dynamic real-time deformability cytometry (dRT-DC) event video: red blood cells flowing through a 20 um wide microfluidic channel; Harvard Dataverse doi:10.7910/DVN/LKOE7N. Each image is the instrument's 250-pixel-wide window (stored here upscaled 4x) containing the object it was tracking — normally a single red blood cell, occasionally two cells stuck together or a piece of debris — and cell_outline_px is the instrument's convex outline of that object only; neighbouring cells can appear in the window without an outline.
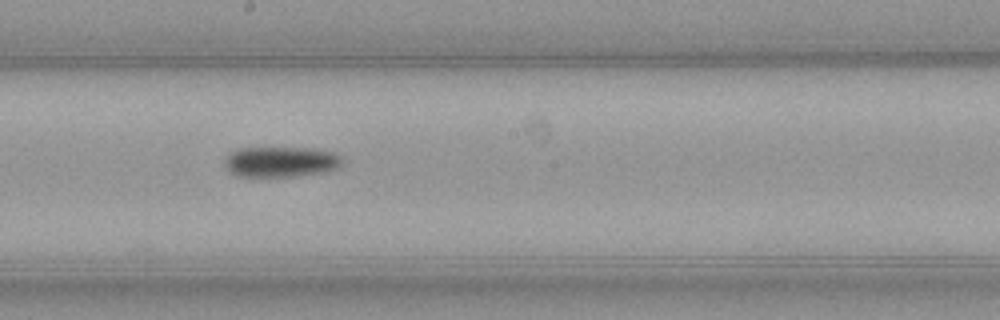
{"species": "common noctule bat (a hibernating species)", "species_latin": "Nyctalus noctula", "temperature_condition": "warm", "stored_images_in_passage": 33, "camera_frame_rate_fps": 3000, "um_per_image_px": 0.085, "animal": {"sex": "female", "body_mass_g": 21.9}, "frame": {"image": 1, "passage_image": 16, "time_ms": 5.0, "image_size_px": [1000, 320], "cell_outline_px": [[344, 160], [340, 168], [328, 172], [296, 176], [236, 176], [228, 172], [224, 164], [224, 160], [236, 148], [316, 148], [332, 152], [340, 156]], "centroid_in_image_um": [23.91, 13.76], "position_along_channel_um": 224.3, "area_um2": 21.21}}
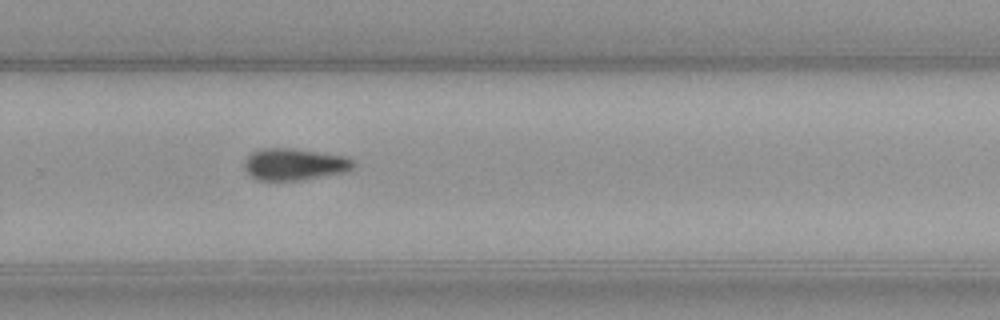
{"frame": {"image": 2, "passage_image": 22, "time_ms": 7.0, "image_size_px": [1000, 320], "cell_outline_px": [[356, 164], [348, 172], [300, 180], [256, 180], [244, 168], [244, 160], [252, 152], [264, 148], [292, 148], [348, 156]], "centroid_in_image_um": [25.06, 13.96], "position_along_channel_um": 304.7, "area_um2": 20.35}}
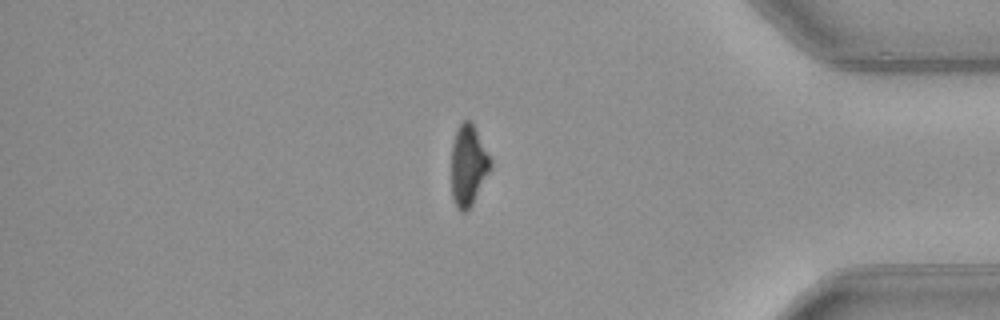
{"frame": {"image": 3, "passage_image": 31, "time_ms": 10.0, "image_size_px": [1000, 320], "cell_outline_px": [[492, 168], [472, 204], [464, 212], [460, 212], [456, 208], [452, 196], [452, 144], [456, 132], [460, 124], [464, 120], [472, 120], [492, 160]], "centroid_in_image_um": [39.82, 14.04], "position_along_channel_um": 395.4, "area_um2": 18.55}, "authors_computed_cell_mechanics": {"area_um2": 20.6346, "velocity_mm_per_s": 4.0464, "shape_relaxation_time_tau1_ms": 3.6007, "shape_relaxation_time_tau2_ms": null, "deformation_change_tau1": 0.1493, "deformation_change_tau2": null}}